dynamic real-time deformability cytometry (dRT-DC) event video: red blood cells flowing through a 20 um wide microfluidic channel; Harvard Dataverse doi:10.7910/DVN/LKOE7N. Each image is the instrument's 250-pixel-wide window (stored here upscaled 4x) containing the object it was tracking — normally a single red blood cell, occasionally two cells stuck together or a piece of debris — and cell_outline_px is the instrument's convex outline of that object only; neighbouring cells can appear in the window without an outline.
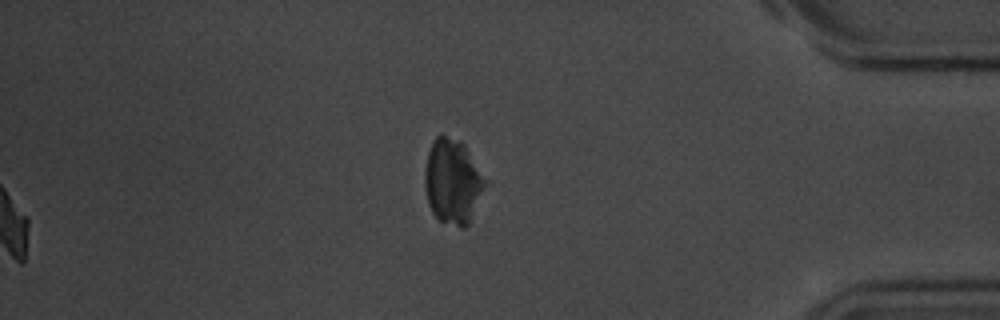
{"species": "common noctule bat (a hibernating species)", "species_latin": "Nyctalus noctula", "temperature_condition": "room temperature", "stored_images_in_passage": 44, "segment_of_instrument_passage": [2, 2], "camera_frame_rate_fps": 3000, "um_per_image_px": 0.085, "animal": {"sex": "male", "body_mass_g": 20.1, "forearm_length_mm": 53.5}, "frame": {"image": 1, "passage_image": 44, "time_ms": 14.333, "image_size_px": [1000, 320], "cell_outline_px": [[488, 180], [468, 224], [464, 228], [460, 228], [440, 220], [432, 212], [428, 204], [424, 184], [424, 172], [428, 152], [432, 140], [436, 136], [444, 136], [460, 140], [464, 144]], "centroid_in_image_um": [38.47, 15.41], "position_along_channel_um": 396.7, "area_um2": 29.88}}